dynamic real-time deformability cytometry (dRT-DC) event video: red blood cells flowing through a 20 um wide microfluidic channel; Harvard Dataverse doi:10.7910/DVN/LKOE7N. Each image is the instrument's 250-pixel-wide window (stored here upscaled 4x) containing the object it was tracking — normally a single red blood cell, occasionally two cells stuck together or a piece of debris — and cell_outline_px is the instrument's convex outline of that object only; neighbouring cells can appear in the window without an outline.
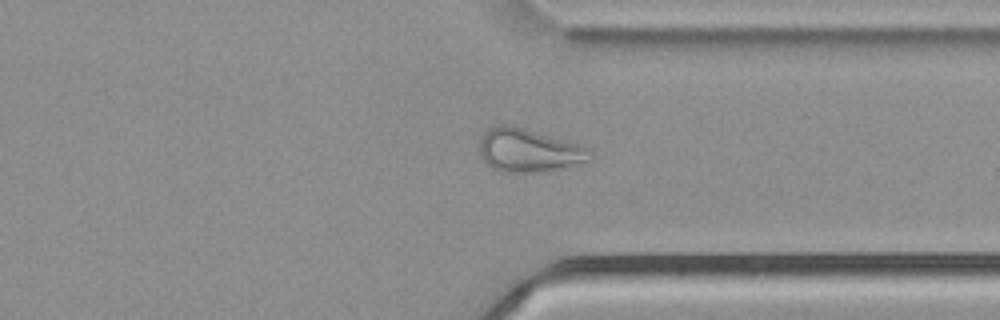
{"species": "common noctule bat (a hibernating species)", "species_latin": "Nyctalus noctula", "temperature_condition": "cold", "stored_images_in_passage": 55, "camera_frame_rate_fps": 3000, "um_per_image_px": 0.085, "animal": {"sex": "male", "body_mass_g": 21.5, "forearm_length_mm": 52.0}, "frame": {"image": 1, "passage_image": 42, "time_ms": 13.667, "image_size_px": [1000, 320], "cell_outline_px": [[592, 160], [564, 168], [544, 172], [504, 172], [492, 168], [480, 156], [480, 140], [484, 132], [488, 128], [500, 124], [504, 124], [520, 128], [576, 144], [588, 148], [592, 152]], "centroid_in_image_um": [44.93, 12.82], "position_along_channel_um": 366.5, "area_um2": 27.46}}
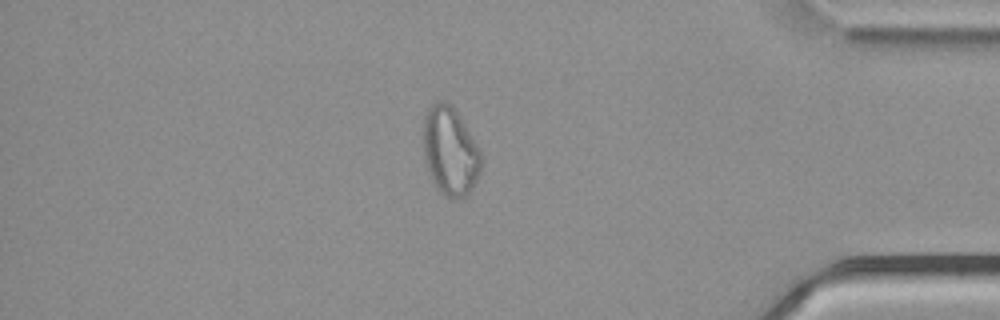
{"frame": {"image": 2, "passage_image": 47, "time_ms": 15.333, "image_size_px": [1000, 320], "cell_outline_px": [[484, 160], [480, 172], [468, 192], [464, 196], [456, 200], [452, 200], [440, 192], [436, 188], [432, 180], [424, 160], [424, 116], [428, 108], [436, 100], [448, 100], [452, 104], [476, 144]], "centroid_in_image_um": [38.25, 12.84], "position_along_channel_um": 396.9, "area_um2": 29.88}}